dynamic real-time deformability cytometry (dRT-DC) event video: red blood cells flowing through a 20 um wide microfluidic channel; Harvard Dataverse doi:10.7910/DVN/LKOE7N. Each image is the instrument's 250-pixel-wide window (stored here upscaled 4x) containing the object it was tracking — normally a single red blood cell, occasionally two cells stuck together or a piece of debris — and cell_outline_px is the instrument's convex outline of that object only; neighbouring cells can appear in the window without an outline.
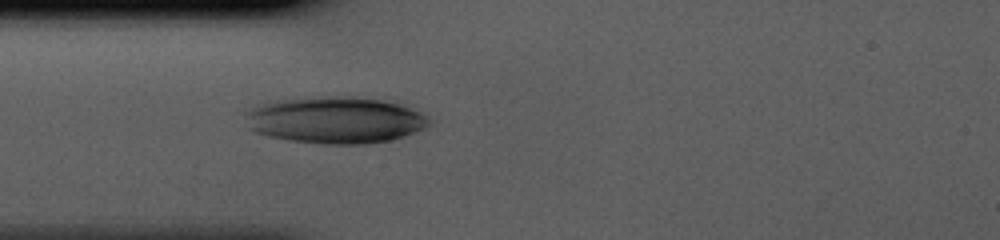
{"species": "human", "species_latin": "Homo sapiens", "temperature_condition": "cold", "stored_images_in_passage": 32, "camera_frame_rate_fps": 3000, "um_per_image_px": 0.085, "donor": {"sex": "male"}, "frame": {"image": 1, "passage_image": 1, "time_ms": 0.0, "image_size_px": [1000, 240], "cell_outline_px": [[428, 124], [404, 136], [392, 140], [364, 144], [324, 144], [288, 140], [268, 136], [252, 132], [248, 128], [244, 112], [260, 104], [276, 100], [296, 96], [356, 96], [384, 100], [400, 104], [420, 112], [428, 120]], "centroid_in_image_um": [28.39, 10.18], "position_along_channel_um": 56.6, "area_um2": 50.46}}
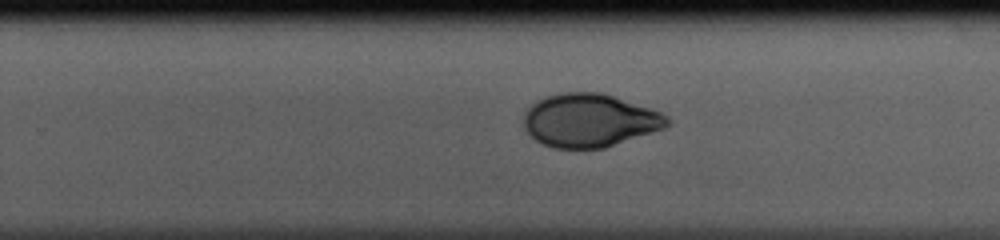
{"frame": {"image": 2, "passage_image": 17, "time_ms": 5.333, "image_size_px": [1000, 240], "cell_outline_px": [[672, 120], [664, 128], [604, 148], [552, 148], [536, 140], [524, 128], [524, 112], [532, 104], [548, 96], [564, 92], [600, 92], [660, 112], [668, 116]], "centroid_in_image_um": [50.1, 10.24], "position_along_channel_um": 279.7, "area_um2": 44.04}}
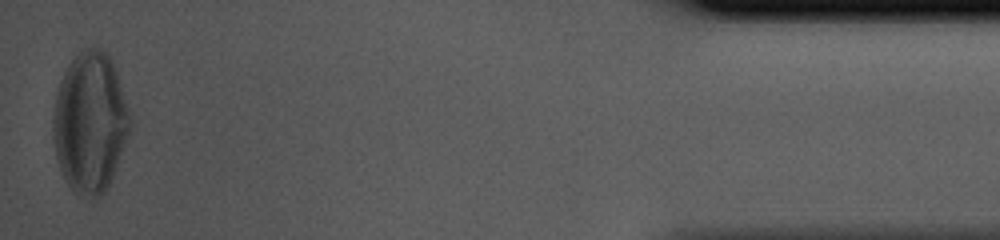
{"frame": {"image": 3, "passage_image": 32, "time_ms": 10.333, "image_size_px": [1000, 240], "cell_outline_px": [[132, 128], [112, 176], [104, 192], [100, 196], [80, 196], [72, 192], [64, 180], [56, 156], [52, 136], [52, 120], [56, 92], [60, 80], [68, 64], [84, 48], [100, 48], [112, 60], [116, 72], [132, 124]], "centroid_in_image_um": [7.62, 10.43], "position_along_channel_um": 427.6, "area_um2": 62.77}}